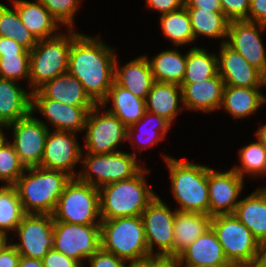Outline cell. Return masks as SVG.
Wrapping results in <instances>:
<instances>
[{"label": "cell", "instance_id": "cell-1", "mask_svg": "<svg viewBox=\"0 0 266 267\" xmlns=\"http://www.w3.org/2000/svg\"><path fill=\"white\" fill-rule=\"evenodd\" d=\"M79 33L72 41L67 72L76 77L86 93L101 104L114 82V51L100 39Z\"/></svg>", "mask_w": 266, "mask_h": 267}, {"label": "cell", "instance_id": "cell-2", "mask_svg": "<svg viewBox=\"0 0 266 267\" xmlns=\"http://www.w3.org/2000/svg\"><path fill=\"white\" fill-rule=\"evenodd\" d=\"M26 173H29L27 176ZM71 176L59 170L26 168L14 184L25 213L53 214Z\"/></svg>", "mask_w": 266, "mask_h": 267}, {"label": "cell", "instance_id": "cell-3", "mask_svg": "<svg viewBox=\"0 0 266 267\" xmlns=\"http://www.w3.org/2000/svg\"><path fill=\"white\" fill-rule=\"evenodd\" d=\"M144 168L134 177L99 188L101 220L141 216L156 198L145 180Z\"/></svg>", "mask_w": 266, "mask_h": 267}, {"label": "cell", "instance_id": "cell-4", "mask_svg": "<svg viewBox=\"0 0 266 267\" xmlns=\"http://www.w3.org/2000/svg\"><path fill=\"white\" fill-rule=\"evenodd\" d=\"M171 177L173 195L180 208L176 210L209 215V167L164 156Z\"/></svg>", "mask_w": 266, "mask_h": 267}, {"label": "cell", "instance_id": "cell-5", "mask_svg": "<svg viewBox=\"0 0 266 267\" xmlns=\"http://www.w3.org/2000/svg\"><path fill=\"white\" fill-rule=\"evenodd\" d=\"M100 242L103 250L127 262L150 256L141 216L101 220Z\"/></svg>", "mask_w": 266, "mask_h": 267}, {"label": "cell", "instance_id": "cell-6", "mask_svg": "<svg viewBox=\"0 0 266 267\" xmlns=\"http://www.w3.org/2000/svg\"><path fill=\"white\" fill-rule=\"evenodd\" d=\"M68 31L67 36L63 33L38 40L36 46L30 51L28 81L32 91L67 72L72 41L79 34L72 28Z\"/></svg>", "mask_w": 266, "mask_h": 267}, {"label": "cell", "instance_id": "cell-7", "mask_svg": "<svg viewBox=\"0 0 266 267\" xmlns=\"http://www.w3.org/2000/svg\"><path fill=\"white\" fill-rule=\"evenodd\" d=\"M52 216L54 221L65 223L100 224L99 188L82 182L78 178H71L62 192Z\"/></svg>", "mask_w": 266, "mask_h": 267}, {"label": "cell", "instance_id": "cell-8", "mask_svg": "<svg viewBox=\"0 0 266 267\" xmlns=\"http://www.w3.org/2000/svg\"><path fill=\"white\" fill-rule=\"evenodd\" d=\"M211 228L221 243L228 262L233 266L256 259L266 252L252 232L234 214L212 216Z\"/></svg>", "mask_w": 266, "mask_h": 267}, {"label": "cell", "instance_id": "cell-9", "mask_svg": "<svg viewBox=\"0 0 266 267\" xmlns=\"http://www.w3.org/2000/svg\"><path fill=\"white\" fill-rule=\"evenodd\" d=\"M87 154V157L82 159L86 170L78 173L77 178L96 188L130 179L143 169L140 167L141 165H138L135 153L117 151L105 154ZM94 175L96 178H93Z\"/></svg>", "mask_w": 266, "mask_h": 267}, {"label": "cell", "instance_id": "cell-10", "mask_svg": "<svg viewBox=\"0 0 266 267\" xmlns=\"http://www.w3.org/2000/svg\"><path fill=\"white\" fill-rule=\"evenodd\" d=\"M54 249L82 265L100 247V224L79 225L54 221Z\"/></svg>", "mask_w": 266, "mask_h": 267}, {"label": "cell", "instance_id": "cell-11", "mask_svg": "<svg viewBox=\"0 0 266 267\" xmlns=\"http://www.w3.org/2000/svg\"><path fill=\"white\" fill-rule=\"evenodd\" d=\"M100 104H96L88 113L85 146L87 153L105 154L117 152L118 144L127 140V127L111 112L99 115Z\"/></svg>", "mask_w": 266, "mask_h": 267}, {"label": "cell", "instance_id": "cell-12", "mask_svg": "<svg viewBox=\"0 0 266 267\" xmlns=\"http://www.w3.org/2000/svg\"><path fill=\"white\" fill-rule=\"evenodd\" d=\"M53 227L51 214L26 213L15 230L21 242L13 245L21 256L42 260L54 247Z\"/></svg>", "mask_w": 266, "mask_h": 267}, {"label": "cell", "instance_id": "cell-13", "mask_svg": "<svg viewBox=\"0 0 266 267\" xmlns=\"http://www.w3.org/2000/svg\"><path fill=\"white\" fill-rule=\"evenodd\" d=\"M175 214L176 210L172 212L158 196L142 212L149 255L173 256ZM155 244L160 249L156 253L153 252Z\"/></svg>", "mask_w": 266, "mask_h": 267}, {"label": "cell", "instance_id": "cell-14", "mask_svg": "<svg viewBox=\"0 0 266 267\" xmlns=\"http://www.w3.org/2000/svg\"><path fill=\"white\" fill-rule=\"evenodd\" d=\"M10 123L5 128L13 127V146L20 161L26 167H37L41 164L46 137L49 133L47 125L32 116Z\"/></svg>", "mask_w": 266, "mask_h": 267}, {"label": "cell", "instance_id": "cell-15", "mask_svg": "<svg viewBox=\"0 0 266 267\" xmlns=\"http://www.w3.org/2000/svg\"><path fill=\"white\" fill-rule=\"evenodd\" d=\"M259 27V28H257ZM266 25L247 20L229 22L226 43L241 54L247 62L266 75V53L259 31Z\"/></svg>", "mask_w": 266, "mask_h": 267}, {"label": "cell", "instance_id": "cell-16", "mask_svg": "<svg viewBox=\"0 0 266 267\" xmlns=\"http://www.w3.org/2000/svg\"><path fill=\"white\" fill-rule=\"evenodd\" d=\"M75 135L68 131H49L39 167L63 171L72 178H77L78 175L72 169L82 159L83 150L75 140Z\"/></svg>", "mask_w": 266, "mask_h": 267}, {"label": "cell", "instance_id": "cell-17", "mask_svg": "<svg viewBox=\"0 0 266 267\" xmlns=\"http://www.w3.org/2000/svg\"><path fill=\"white\" fill-rule=\"evenodd\" d=\"M93 107L66 105L44 97L38 90L31 91V113L38 108L57 131L76 133L84 130L87 115Z\"/></svg>", "mask_w": 266, "mask_h": 267}, {"label": "cell", "instance_id": "cell-18", "mask_svg": "<svg viewBox=\"0 0 266 267\" xmlns=\"http://www.w3.org/2000/svg\"><path fill=\"white\" fill-rule=\"evenodd\" d=\"M243 179L233 169L222 173L209 168V216L234 213L239 203L238 196L244 187Z\"/></svg>", "mask_w": 266, "mask_h": 267}, {"label": "cell", "instance_id": "cell-19", "mask_svg": "<svg viewBox=\"0 0 266 267\" xmlns=\"http://www.w3.org/2000/svg\"><path fill=\"white\" fill-rule=\"evenodd\" d=\"M218 74L225 86L259 88L265 85V75L250 65L247 60L222 40Z\"/></svg>", "mask_w": 266, "mask_h": 267}, {"label": "cell", "instance_id": "cell-20", "mask_svg": "<svg viewBox=\"0 0 266 267\" xmlns=\"http://www.w3.org/2000/svg\"><path fill=\"white\" fill-rule=\"evenodd\" d=\"M180 86L182 87V104L185 107L204 113L221 108L225 84L219 74L204 81Z\"/></svg>", "mask_w": 266, "mask_h": 267}, {"label": "cell", "instance_id": "cell-21", "mask_svg": "<svg viewBox=\"0 0 266 267\" xmlns=\"http://www.w3.org/2000/svg\"><path fill=\"white\" fill-rule=\"evenodd\" d=\"M114 82L135 96L146 99L151 90L154 78L147 56H140L131 60L123 67H119L116 57L114 64Z\"/></svg>", "mask_w": 266, "mask_h": 267}, {"label": "cell", "instance_id": "cell-22", "mask_svg": "<svg viewBox=\"0 0 266 267\" xmlns=\"http://www.w3.org/2000/svg\"><path fill=\"white\" fill-rule=\"evenodd\" d=\"M44 97L70 106H95L81 82L66 72L37 89Z\"/></svg>", "mask_w": 266, "mask_h": 267}, {"label": "cell", "instance_id": "cell-23", "mask_svg": "<svg viewBox=\"0 0 266 267\" xmlns=\"http://www.w3.org/2000/svg\"><path fill=\"white\" fill-rule=\"evenodd\" d=\"M233 214L266 249V187L239 200Z\"/></svg>", "mask_w": 266, "mask_h": 267}, {"label": "cell", "instance_id": "cell-24", "mask_svg": "<svg viewBox=\"0 0 266 267\" xmlns=\"http://www.w3.org/2000/svg\"><path fill=\"white\" fill-rule=\"evenodd\" d=\"M17 81L0 78V127L25 118L31 113V91L26 92Z\"/></svg>", "mask_w": 266, "mask_h": 267}, {"label": "cell", "instance_id": "cell-25", "mask_svg": "<svg viewBox=\"0 0 266 267\" xmlns=\"http://www.w3.org/2000/svg\"><path fill=\"white\" fill-rule=\"evenodd\" d=\"M13 5L18 11L23 25L37 40L58 35L56 30L61 24L39 0L34 3L25 0H13Z\"/></svg>", "mask_w": 266, "mask_h": 267}, {"label": "cell", "instance_id": "cell-26", "mask_svg": "<svg viewBox=\"0 0 266 267\" xmlns=\"http://www.w3.org/2000/svg\"><path fill=\"white\" fill-rule=\"evenodd\" d=\"M212 217L199 212L176 210L173 256H179L194 240L211 227Z\"/></svg>", "mask_w": 266, "mask_h": 267}, {"label": "cell", "instance_id": "cell-27", "mask_svg": "<svg viewBox=\"0 0 266 267\" xmlns=\"http://www.w3.org/2000/svg\"><path fill=\"white\" fill-rule=\"evenodd\" d=\"M180 264L219 265L228 262L221 243L210 227L179 255Z\"/></svg>", "mask_w": 266, "mask_h": 267}, {"label": "cell", "instance_id": "cell-28", "mask_svg": "<svg viewBox=\"0 0 266 267\" xmlns=\"http://www.w3.org/2000/svg\"><path fill=\"white\" fill-rule=\"evenodd\" d=\"M109 99L112 100L113 107L107 111L117 116L127 128L138 122L146 111L145 99L135 96L115 82L100 104L101 109L105 107Z\"/></svg>", "mask_w": 266, "mask_h": 267}, {"label": "cell", "instance_id": "cell-29", "mask_svg": "<svg viewBox=\"0 0 266 267\" xmlns=\"http://www.w3.org/2000/svg\"><path fill=\"white\" fill-rule=\"evenodd\" d=\"M182 87L173 83L154 82L145 99L146 111L164 117L171 124L181 110Z\"/></svg>", "mask_w": 266, "mask_h": 267}, {"label": "cell", "instance_id": "cell-30", "mask_svg": "<svg viewBox=\"0 0 266 267\" xmlns=\"http://www.w3.org/2000/svg\"><path fill=\"white\" fill-rule=\"evenodd\" d=\"M259 88L225 86L223 90V107L235 118L250 116L266 102V97L258 91Z\"/></svg>", "mask_w": 266, "mask_h": 267}, {"label": "cell", "instance_id": "cell-31", "mask_svg": "<svg viewBox=\"0 0 266 267\" xmlns=\"http://www.w3.org/2000/svg\"><path fill=\"white\" fill-rule=\"evenodd\" d=\"M175 50H164L149 60L155 82L181 85L185 76L186 55Z\"/></svg>", "mask_w": 266, "mask_h": 267}, {"label": "cell", "instance_id": "cell-32", "mask_svg": "<svg viewBox=\"0 0 266 267\" xmlns=\"http://www.w3.org/2000/svg\"><path fill=\"white\" fill-rule=\"evenodd\" d=\"M191 18L194 40L199 35L213 38H227L230 20L223 12H211L201 8H187Z\"/></svg>", "mask_w": 266, "mask_h": 267}, {"label": "cell", "instance_id": "cell-33", "mask_svg": "<svg viewBox=\"0 0 266 267\" xmlns=\"http://www.w3.org/2000/svg\"><path fill=\"white\" fill-rule=\"evenodd\" d=\"M218 57L207 50L193 47L186 53L185 76L182 84L210 79L218 74Z\"/></svg>", "mask_w": 266, "mask_h": 267}, {"label": "cell", "instance_id": "cell-34", "mask_svg": "<svg viewBox=\"0 0 266 267\" xmlns=\"http://www.w3.org/2000/svg\"><path fill=\"white\" fill-rule=\"evenodd\" d=\"M0 36L11 38L26 50L31 51L38 40L23 25L18 11L0 3Z\"/></svg>", "mask_w": 266, "mask_h": 267}, {"label": "cell", "instance_id": "cell-35", "mask_svg": "<svg viewBox=\"0 0 266 267\" xmlns=\"http://www.w3.org/2000/svg\"><path fill=\"white\" fill-rule=\"evenodd\" d=\"M161 27L164 35L168 37L174 45L181 46L194 41L191 28V18L187 8L181 9L160 16Z\"/></svg>", "mask_w": 266, "mask_h": 267}, {"label": "cell", "instance_id": "cell-36", "mask_svg": "<svg viewBox=\"0 0 266 267\" xmlns=\"http://www.w3.org/2000/svg\"><path fill=\"white\" fill-rule=\"evenodd\" d=\"M26 213L14 185L0 187V232L15 231ZM7 231V232H6Z\"/></svg>", "mask_w": 266, "mask_h": 267}, {"label": "cell", "instance_id": "cell-37", "mask_svg": "<svg viewBox=\"0 0 266 267\" xmlns=\"http://www.w3.org/2000/svg\"><path fill=\"white\" fill-rule=\"evenodd\" d=\"M240 159L241 165L232 169L242 178L244 173L254 177L266 174V147L260 141L241 148Z\"/></svg>", "mask_w": 266, "mask_h": 267}, {"label": "cell", "instance_id": "cell-38", "mask_svg": "<svg viewBox=\"0 0 266 267\" xmlns=\"http://www.w3.org/2000/svg\"><path fill=\"white\" fill-rule=\"evenodd\" d=\"M25 169L13 144L4 139L0 143V180L6 182V185H14Z\"/></svg>", "mask_w": 266, "mask_h": 267}, {"label": "cell", "instance_id": "cell-39", "mask_svg": "<svg viewBox=\"0 0 266 267\" xmlns=\"http://www.w3.org/2000/svg\"><path fill=\"white\" fill-rule=\"evenodd\" d=\"M148 119V120H147ZM149 119H154L155 120V123L156 125L153 126V128L151 129H148V128H145L143 130V133L144 135L146 136L147 134V137L146 139H148V141L146 140V145L148 146H152L153 144H156L158 143L160 140H163V138H165L164 136H166V133L169 129H171V123L166 120L164 117H161V116H158L157 114H154V113H151V112H148V111H145L143 117L138 121L136 122L135 124H133L131 127H128L127 128V139L130 140V142L133 144V146L136 144L134 141H133V137L134 135V131L138 125L141 124V126L146 123L147 121L149 122ZM153 120V121H154ZM144 121V122H143ZM151 122V120H150ZM154 123V122H153ZM150 125V124H149ZM147 126V125H146ZM136 127V128H135ZM151 127V126H150ZM148 130H151V131H148ZM155 130V131H154ZM159 130V131H158ZM141 131V130H140ZM153 131V132H152ZM157 131V132H156ZM155 133V134H154ZM142 135V134H141ZM150 138V139H149ZM141 139V138H140ZM139 139V142H138V147L139 145L141 146L142 143ZM144 140V139H143ZM133 141V142H132ZM140 143V144H139Z\"/></svg>", "mask_w": 266, "mask_h": 267}, {"label": "cell", "instance_id": "cell-40", "mask_svg": "<svg viewBox=\"0 0 266 267\" xmlns=\"http://www.w3.org/2000/svg\"><path fill=\"white\" fill-rule=\"evenodd\" d=\"M30 54L0 55V78L29 79Z\"/></svg>", "mask_w": 266, "mask_h": 267}, {"label": "cell", "instance_id": "cell-41", "mask_svg": "<svg viewBox=\"0 0 266 267\" xmlns=\"http://www.w3.org/2000/svg\"><path fill=\"white\" fill-rule=\"evenodd\" d=\"M61 25L72 28L80 0H39Z\"/></svg>", "mask_w": 266, "mask_h": 267}, {"label": "cell", "instance_id": "cell-42", "mask_svg": "<svg viewBox=\"0 0 266 267\" xmlns=\"http://www.w3.org/2000/svg\"><path fill=\"white\" fill-rule=\"evenodd\" d=\"M222 12L230 20H247L250 0H220Z\"/></svg>", "mask_w": 266, "mask_h": 267}, {"label": "cell", "instance_id": "cell-43", "mask_svg": "<svg viewBox=\"0 0 266 267\" xmlns=\"http://www.w3.org/2000/svg\"><path fill=\"white\" fill-rule=\"evenodd\" d=\"M87 260L90 267H127L125 260L103 250L101 247Z\"/></svg>", "mask_w": 266, "mask_h": 267}, {"label": "cell", "instance_id": "cell-44", "mask_svg": "<svg viewBox=\"0 0 266 267\" xmlns=\"http://www.w3.org/2000/svg\"><path fill=\"white\" fill-rule=\"evenodd\" d=\"M44 267H80L81 264L51 248L42 259Z\"/></svg>", "mask_w": 266, "mask_h": 267}, {"label": "cell", "instance_id": "cell-45", "mask_svg": "<svg viewBox=\"0 0 266 267\" xmlns=\"http://www.w3.org/2000/svg\"><path fill=\"white\" fill-rule=\"evenodd\" d=\"M147 6L158 10L161 15L184 7V0H146Z\"/></svg>", "mask_w": 266, "mask_h": 267}, {"label": "cell", "instance_id": "cell-46", "mask_svg": "<svg viewBox=\"0 0 266 267\" xmlns=\"http://www.w3.org/2000/svg\"><path fill=\"white\" fill-rule=\"evenodd\" d=\"M248 21L266 25V0H250Z\"/></svg>", "mask_w": 266, "mask_h": 267}, {"label": "cell", "instance_id": "cell-47", "mask_svg": "<svg viewBox=\"0 0 266 267\" xmlns=\"http://www.w3.org/2000/svg\"><path fill=\"white\" fill-rule=\"evenodd\" d=\"M21 255L13 244H7L0 251V267H18Z\"/></svg>", "mask_w": 266, "mask_h": 267}, {"label": "cell", "instance_id": "cell-48", "mask_svg": "<svg viewBox=\"0 0 266 267\" xmlns=\"http://www.w3.org/2000/svg\"><path fill=\"white\" fill-rule=\"evenodd\" d=\"M10 54H30V51L26 50L23 46L11 38L0 36V55Z\"/></svg>", "mask_w": 266, "mask_h": 267}, {"label": "cell", "instance_id": "cell-49", "mask_svg": "<svg viewBox=\"0 0 266 267\" xmlns=\"http://www.w3.org/2000/svg\"><path fill=\"white\" fill-rule=\"evenodd\" d=\"M186 8H201L211 12H222L220 0H184Z\"/></svg>", "mask_w": 266, "mask_h": 267}, {"label": "cell", "instance_id": "cell-50", "mask_svg": "<svg viewBox=\"0 0 266 267\" xmlns=\"http://www.w3.org/2000/svg\"><path fill=\"white\" fill-rule=\"evenodd\" d=\"M152 267H181L179 256L153 255Z\"/></svg>", "mask_w": 266, "mask_h": 267}, {"label": "cell", "instance_id": "cell-51", "mask_svg": "<svg viewBox=\"0 0 266 267\" xmlns=\"http://www.w3.org/2000/svg\"><path fill=\"white\" fill-rule=\"evenodd\" d=\"M234 267H266V252L256 259L237 264Z\"/></svg>", "mask_w": 266, "mask_h": 267}, {"label": "cell", "instance_id": "cell-52", "mask_svg": "<svg viewBox=\"0 0 266 267\" xmlns=\"http://www.w3.org/2000/svg\"><path fill=\"white\" fill-rule=\"evenodd\" d=\"M18 267H44V264L40 259L21 256Z\"/></svg>", "mask_w": 266, "mask_h": 267}, {"label": "cell", "instance_id": "cell-53", "mask_svg": "<svg viewBox=\"0 0 266 267\" xmlns=\"http://www.w3.org/2000/svg\"><path fill=\"white\" fill-rule=\"evenodd\" d=\"M128 267H152V256L150 255L147 258L129 262Z\"/></svg>", "mask_w": 266, "mask_h": 267}, {"label": "cell", "instance_id": "cell-54", "mask_svg": "<svg viewBox=\"0 0 266 267\" xmlns=\"http://www.w3.org/2000/svg\"><path fill=\"white\" fill-rule=\"evenodd\" d=\"M256 136L258 141H260L266 147V124L261 126L257 132Z\"/></svg>", "mask_w": 266, "mask_h": 267}, {"label": "cell", "instance_id": "cell-55", "mask_svg": "<svg viewBox=\"0 0 266 267\" xmlns=\"http://www.w3.org/2000/svg\"><path fill=\"white\" fill-rule=\"evenodd\" d=\"M181 267L183 265L181 264ZM184 267H234L232 264H219V265H195V264H185Z\"/></svg>", "mask_w": 266, "mask_h": 267}, {"label": "cell", "instance_id": "cell-56", "mask_svg": "<svg viewBox=\"0 0 266 267\" xmlns=\"http://www.w3.org/2000/svg\"><path fill=\"white\" fill-rule=\"evenodd\" d=\"M7 241V234L0 232V251L3 249L4 246L8 244Z\"/></svg>", "mask_w": 266, "mask_h": 267}, {"label": "cell", "instance_id": "cell-57", "mask_svg": "<svg viewBox=\"0 0 266 267\" xmlns=\"http://www.w3.org/2000/svg\"><path fill=\"white\" fill-rule=\"evenodd\" d=\"M5 135H4V132H2V129L0 127V143L5 139Z\"/></svg>", "mask_w": 266, "mask_h": 267}]
</instances>
